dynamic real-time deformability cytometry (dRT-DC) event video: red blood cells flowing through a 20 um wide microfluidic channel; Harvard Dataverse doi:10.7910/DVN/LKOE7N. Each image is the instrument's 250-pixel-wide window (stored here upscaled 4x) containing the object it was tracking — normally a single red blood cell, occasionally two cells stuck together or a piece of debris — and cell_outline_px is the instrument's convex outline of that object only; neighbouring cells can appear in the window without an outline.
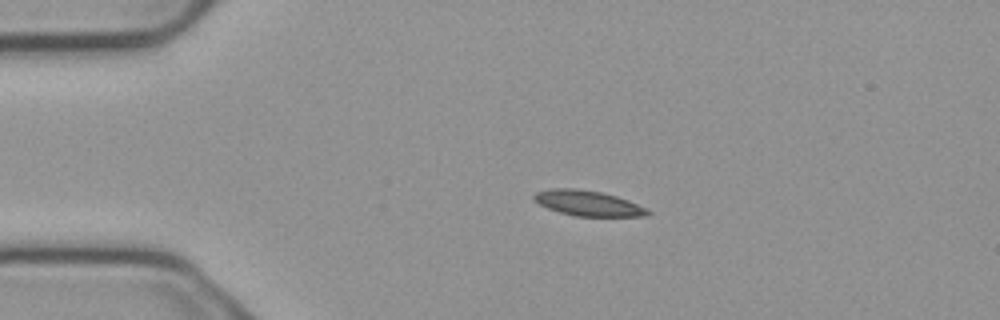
{"species": "common noctule bat (a hibernating species)", "species_latin": "Nyctalus noctula", "temperature_condition": "cold", "stored_images_in_passage": 5, "camera_frame_rate_fps": 3000, "um_per_image_px": 0.085, "animal": {"sex": "male", "body_mass_g": 23.1, "forearm_length_mm": 52.7}, "frame": {"image": 1, "passage_image": 1, "time_ms": 0.0, "image_size_px": [1000, 320], "cell_outline_px": [[652, 212], [648, 216], [576, 216], [560, 212], [548, 208], [532, 200], [532, 196], [536, 192], [552, 188], [576, 188], [600, 192], [616, 196], [628, 200]], "centroid_in_image_um": [49.94, 17.27], "position_along_channel_um": 35.1, "area_um2": 16.65}}
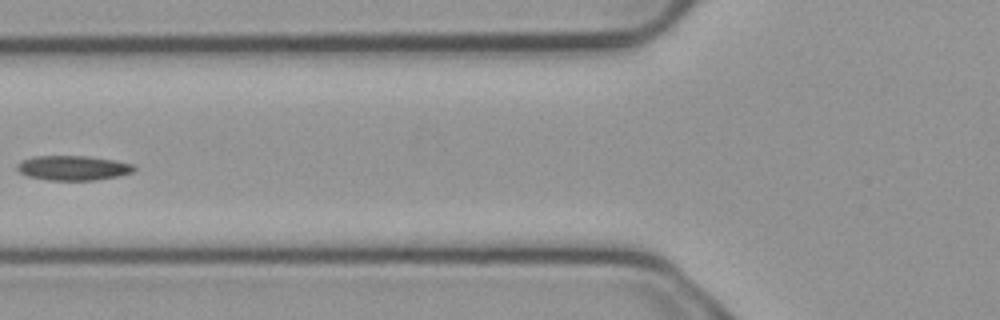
{"frame": {"image": 2, "passage_image": 4, "time_ms": 1.0, "image_size_px": [1000, 320], "cell_outline_px": [[136, 168], [132, 172], [116, 176], [96, 180], [48, 180], [28, 176], [20, 172], [16, 168], [16, 164], [32, 156], [88, 156], [116, 160], [132, 164]], "centroid_in_image_um": [6.2, 14.27], "position_along_channel_um": 119.6, "area_um2": 16.76}}
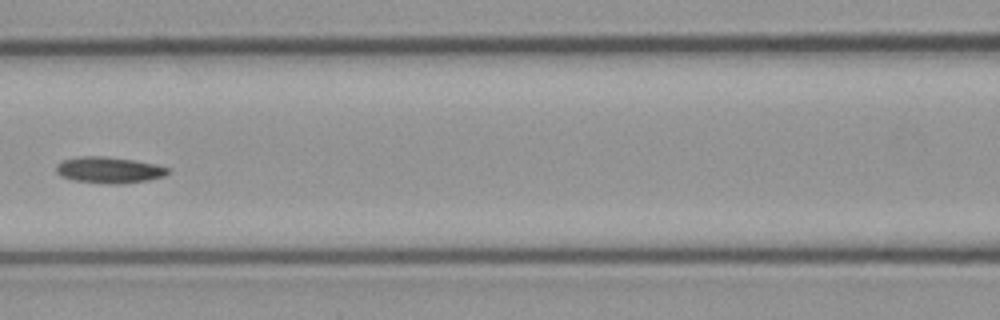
{"frame": {"image": 3, "passage_image": 5, "time_ms": 1.333, "image_size_px": [1000, 320], "cell_outline_px": [[168, 172], [164, 176], [148, 180], [124, 184], [112, 184], [72, 180], [60, 176], [56, 172], [56, 164], [64, 160], [80, 156], [104, 156], [132, 160], [156, 164], [168, 168]], "centroid_in_image_um": [9.24, 14.45], "position_along_channel_um": 157.4, "area_um2": 17.05}}